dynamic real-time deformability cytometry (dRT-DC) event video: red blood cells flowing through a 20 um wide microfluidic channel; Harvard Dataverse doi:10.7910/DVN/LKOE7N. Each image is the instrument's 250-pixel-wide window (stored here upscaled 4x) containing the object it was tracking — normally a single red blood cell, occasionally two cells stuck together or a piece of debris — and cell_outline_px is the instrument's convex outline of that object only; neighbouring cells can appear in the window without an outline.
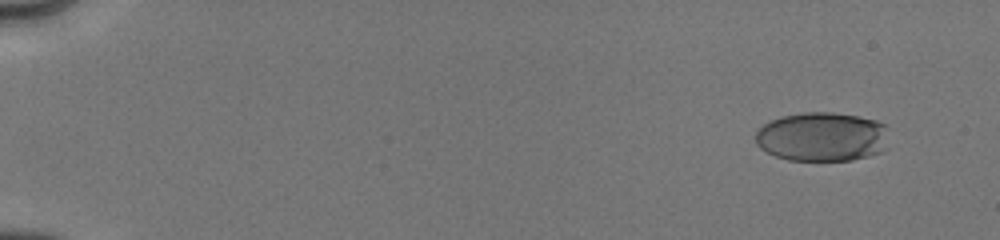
{"species": "human", "species_latin": "Homo sapiens", "temperature_condition": "cold", "stored_images_in_passage": 8, "camera_frame_rate_fps": 3000, "um_per_image_px": 0.085, "donor": {"sex": "male"}, "frame": {"image": 1, "passage_image": 2, "time_ms": 1.0, "image_size_px": [1000, 240], "cell_outline_px": [[888, 148], [880, 152], [868, 156], [852, 160], [788, 160], [776, 156], [760, 148], [756, 144], [756, 132], [764, 124], [780, 116], [800, 112], [832, 112], [860, 116], [876, 120], [884, 124]], "centroid_in_image_um": [69.88, 11.62], "position_along_channel_um": 15.1, "area_um2": 38.44}}
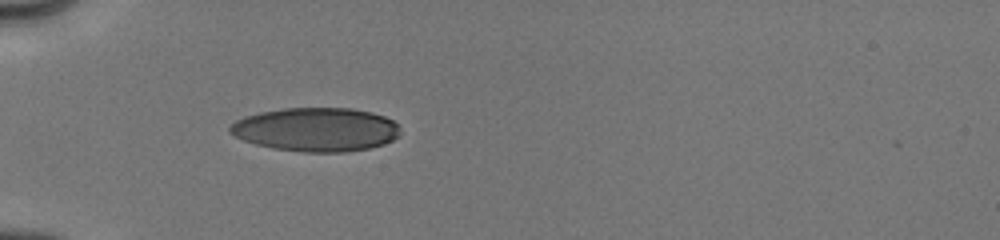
{"frame": {"image": 2, "passage_image": 7, "time_ms": 5.667, "image_size_px": [1000, 240], "cell_outline_px": [[400, 136], [384, 144], [368, 148], [344, 152], [304, 152], [272, 148], [256, 144], [244, 140], [228, 132], [228, 128], [236, 120], [244, 116], [260, 112], [284, 108], [352, 108], [372, 112], [384, 116], [392, 120], [400, 128]], "centroid_in_image_um": [26.87, 11.0], "position_along_channel_um": 58.1, "area_um2": 43.52}}